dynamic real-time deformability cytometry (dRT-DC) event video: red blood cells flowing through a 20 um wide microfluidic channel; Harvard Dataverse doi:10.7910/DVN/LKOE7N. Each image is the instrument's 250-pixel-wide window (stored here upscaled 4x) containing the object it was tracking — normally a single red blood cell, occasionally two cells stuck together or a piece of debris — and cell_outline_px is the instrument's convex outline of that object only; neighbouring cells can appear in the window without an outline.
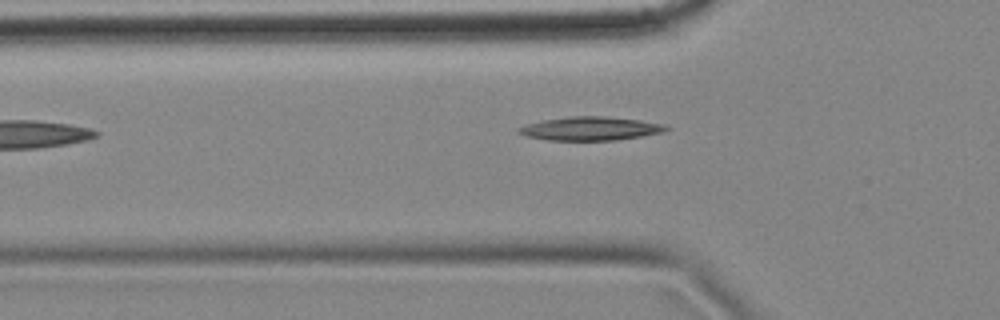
{"species": "common noctule bat (a hibernating species)", "species_latin": "Nyctalus noctula", "temperature_condition": "cold", "stored_images_in_passage": 3, "camera_frame_rate_fps": 3000, "um_per_image_px": 0.085, "animal": {"sex": "female", "body_mass_g": 18.4}, "frame": {"image": 1, "passage_image": 3, "time_ms": 0.667, "image_size_px": [1000, 320], "cell_outline_px": [[672, 128], [660, 132], [640, 136], [616, 140], [548, 140], [524, 136], [516, 132], [516, 128], [528, 124], [544, 120], [568, 116], [604, 116], [640, 120], [664, 124]], "centroid_in_image_um": [50.14, 10.92], "position_along_channel_um": 75.7, "area_um2": 20.23}}